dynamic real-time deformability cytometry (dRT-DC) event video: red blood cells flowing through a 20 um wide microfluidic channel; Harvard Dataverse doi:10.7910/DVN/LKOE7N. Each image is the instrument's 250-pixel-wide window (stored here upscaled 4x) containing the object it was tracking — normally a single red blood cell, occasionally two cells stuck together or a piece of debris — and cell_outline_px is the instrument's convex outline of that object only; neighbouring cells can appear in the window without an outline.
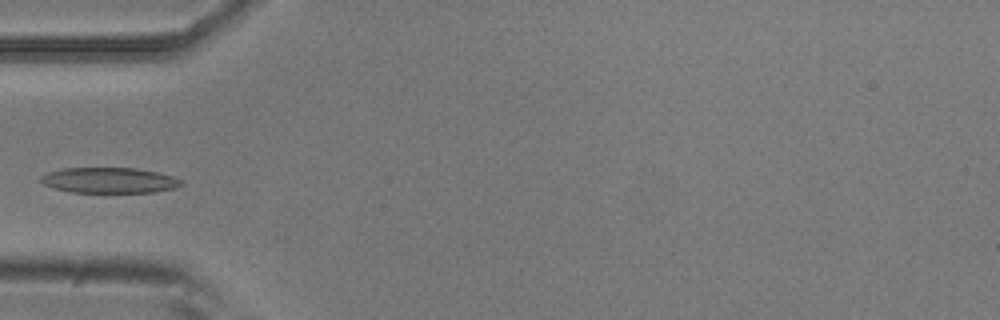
{"species": "common noctule bat (a hibernating species)", "species_latin": "Nyctalus noctula", "temperature_condition": "room temperature", "stored_images_in_passage": 7, "camera_frame_rate_fps": 3000, "um_per_image_px": 0.085, "animal": {"sex": "male", "body_mass_g": 20.5, "forearm_length_mm": 52.5}, "frame": {"image": 1, "passage_image": 5, "time_ms": 1.333, "image_size_px": [1000, 320], "cell_outline_px": [[184, 184], [176, 188], [156, 192], [72, 192], [56, 188], [44, 184], [40, 180], [40, 176], [48, 172], [64, 168], [136, 168], [156, 172], [172, 176], [180, 180]], "centroid_in_image_um": [9.31, 15.32], "position_along_channel_um": 75.7, "area_um2": 20.75}}
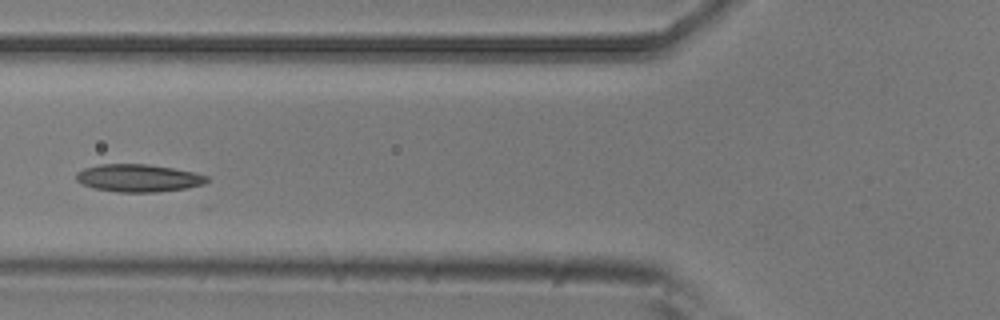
{"frame": {"image": 2, "passage_image": 6, "time_ms": 1.667, "image_size_px": [1000, 320], "cell_outline_px": [[208, 180], [204, 184], [184, 188], [156, 192], [120, 192], [92, 188], [76, 180], [76, 172], [84, 168], [100, 164], [148, 164], [196, 172], [208, 176]], "centroid_in_image_um": [11.76, 15.13], "position_along_channel_um": 114.0, "area_um2": 20.98}}